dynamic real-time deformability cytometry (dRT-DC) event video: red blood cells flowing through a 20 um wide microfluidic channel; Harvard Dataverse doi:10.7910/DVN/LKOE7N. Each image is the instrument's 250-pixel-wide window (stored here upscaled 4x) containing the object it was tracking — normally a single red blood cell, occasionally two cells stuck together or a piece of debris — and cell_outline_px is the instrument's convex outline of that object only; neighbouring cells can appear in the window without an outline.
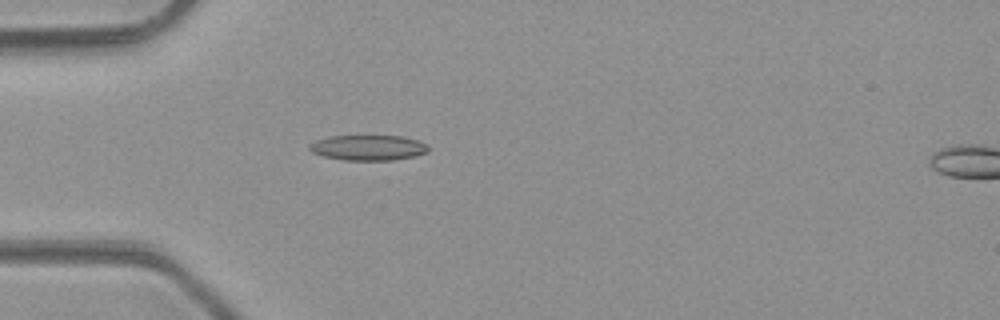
{"species": "common noctule bat (a hibernating species)", "species_latin": "Nyctalus noctula", "temperature_condition": "room temperature", "stored_images_in_passage": 3, "camera_frame_rate_fps": 3000, "um_per_image_px": 0.085, "animal": {"sex": "male", "body_mass_g": 23.1, "forearm_length_mm": 52.7}, "frame": {"image": 1, "passage_image": 2, "time_ms": 1.333, "image_size_px": [1000, 320], "cell_outline_px": [[428, 152], [416, 156], [392, 160], [344, 160], [324, 156], [312, 152], [308, 148], [308, 144], [316, 140], [328, 136], [400, 136], [416, 140], [424, 144], [428, 148]], "centroid_in_image_um": [31.25, 12.55], "position_along_channel_um": 53.7, "area_um2": 17.46}}